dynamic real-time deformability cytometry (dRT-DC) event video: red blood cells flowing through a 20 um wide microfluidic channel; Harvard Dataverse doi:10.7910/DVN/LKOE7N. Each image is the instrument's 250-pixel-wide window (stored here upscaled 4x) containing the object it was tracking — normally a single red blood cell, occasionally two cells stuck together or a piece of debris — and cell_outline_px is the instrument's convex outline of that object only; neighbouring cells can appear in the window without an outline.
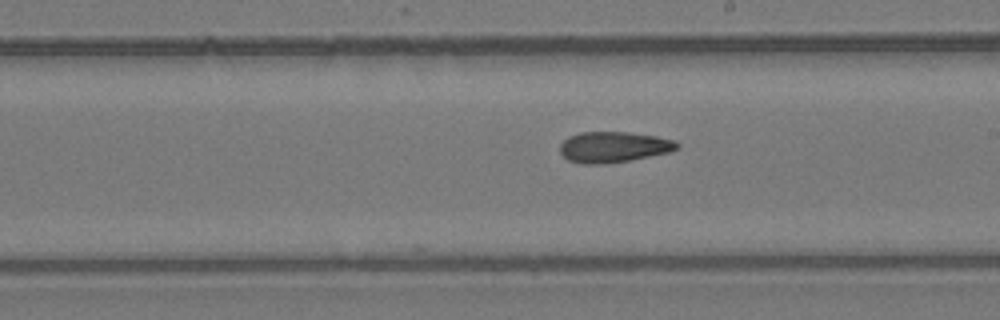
{"species": "common noctule bat (a hibernating species)", "species_latin": "Nyctalus noctula", "temperature_condition": "room temperature", "stored_images_in_passage": 28, "camera_frame_rate_fps": 3000, "um_per_image_px": 0.085, "animal": {"sex": "female", "body_mass_g": 24.6, "forearm_length_mm": 56.2}, "frame": {"image": 1, "passage_image": 28, "time_ms": 9.0, "image_size_px": [1000, 320], "cell_outline_px": [[680, 148], [668, 152], [628, 160], [600, 164], [584, 164], [568, 160], [560, 152], [560, 144], [568, 136], [580, 132], [628, 132], [656, 136], [676, 140], [680, 144]], "centroid_in_image_um": [52.15, 12.48], "position_along_channel_um": 236.8, "area_um2": 20.92}}